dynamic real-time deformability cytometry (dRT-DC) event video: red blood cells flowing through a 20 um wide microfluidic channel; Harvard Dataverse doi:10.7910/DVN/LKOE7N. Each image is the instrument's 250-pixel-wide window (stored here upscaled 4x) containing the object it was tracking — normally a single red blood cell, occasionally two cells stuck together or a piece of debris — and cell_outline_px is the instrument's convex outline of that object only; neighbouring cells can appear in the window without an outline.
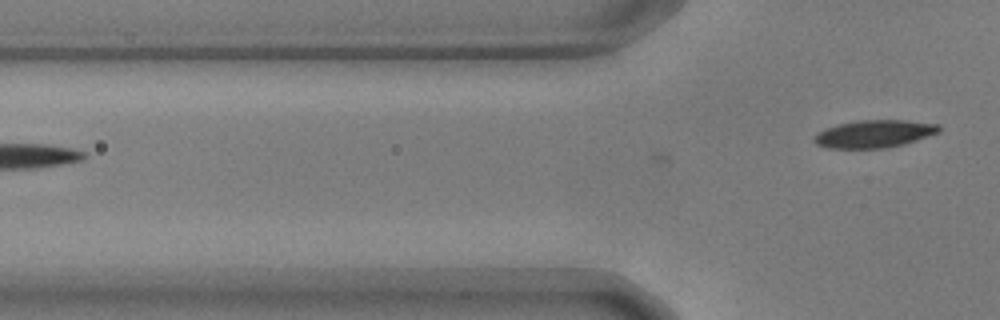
{"species": "common noctule bat (a hibernating species)", "species_latin": "Nyctalus noctula", "temperature_condition": "warm", "stored_images_in_passage": 8, "camera_frame_rate_fps": 3000, "um_per_image_px": 0.085, "animal": {"sex": "male", "body_mass_g": 17.9, "forearm_length_mm": 54.2}, "frame": {"image": 1, "passage_image": 8, "time_ms": 2.333, "image_size_px": [1000, 320], "cell_outline_px": [[940, 132], [904, 144], [888, 148], [828, 148], [816, 144], [812, 140], [824, 128], [840, 124], [860, 120], [904, 120], [940, 124]], "centroid_in_image_um": [74.33, 11.38], "position_along_channel_um": 51.5, "area_um2": 20.0}}